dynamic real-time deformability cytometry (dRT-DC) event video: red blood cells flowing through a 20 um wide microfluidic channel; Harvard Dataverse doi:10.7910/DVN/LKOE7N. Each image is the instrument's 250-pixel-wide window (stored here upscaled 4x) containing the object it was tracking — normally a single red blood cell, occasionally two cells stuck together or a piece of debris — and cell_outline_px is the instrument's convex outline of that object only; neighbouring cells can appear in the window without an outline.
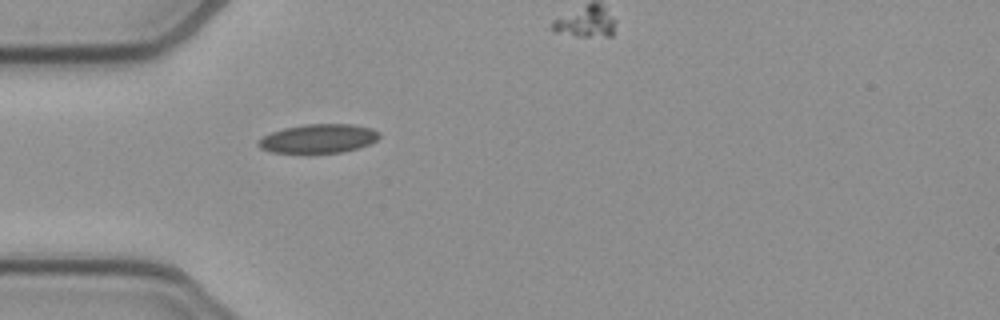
{"species": "common noctule bat (a hibernating species)", "species_latin": "Nyctalus noctula", "temperature_condition": "cold", "stored_images_in_passage": 31, "segment_of_instrument_passage": [1, 2], "camera_frame_rate_fps": 3000, "um_per_image_px": 0.085, "animal": {"sex": "female", "body_mass_g": 21.9}, "frame": {"image": 1, "passage_image": 1, "time_ms": 0.0, "image_size_px": [1000, 320], "cell_outline_px": [[380, 136], [376, 140], [368, 144], [356, 148], [340, 152], [308, 156], [268, 152], [260, 148], [256, 144], [264, 136], [272, 132], [284, 128], [304, 124], [352, 124], [372, 128], [380, 132]], "centroid_in_image_um": [27.01, 11.82], "position_along_channel_um": 58.0, "area_um2": 21.15}}
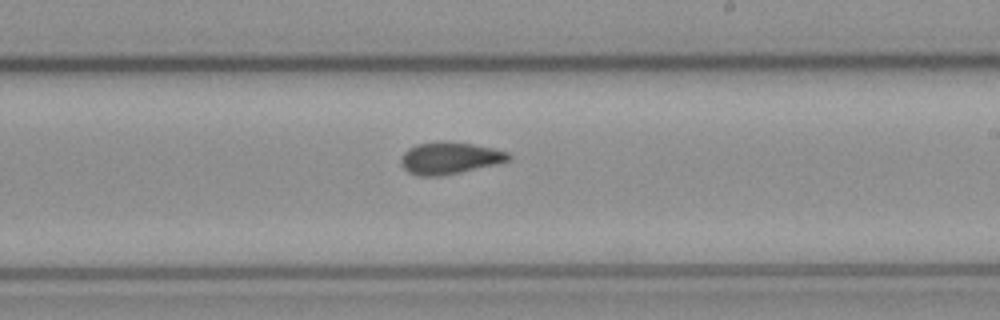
{"frame": {"image": 2, "passage_image": 16, "time_ms": 5.0, "image_size_px": [1000, 320], "cell_outline_px": [[512, 156], [508, 160], [496, 164], [460, 172], [440, 176], [420, 176], [408, 172], [400, 164], [400, 156], [408, 148], [416, 144], [472, 144], [492, 148], [508, 152]], "centroid_in_image_um": [38.19, 13.48], "position_along_channel_um": 250.8, "area_um2": 19.31}}
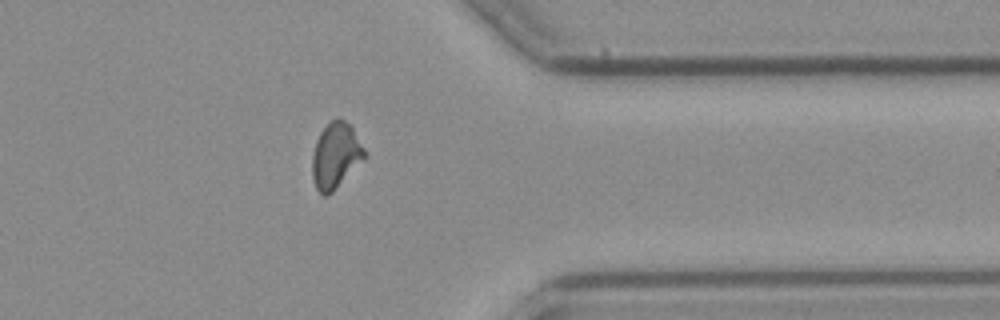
{"frame": {"image": 3, "passage_image": 27, "time_ms": 8.667, "image_size_px": [1000, 320], "cell_outline_px": [[364, 156], [332, 192], [328, 196], [324, 196], [316, 188], [312, 176], [312, 152], [316, 140], [320, 132], [332, 120], [340, 116], [352, 128], [364, 148]], "centroid_in_image_um": [28.47, 13.2], "position_along_channel_um": 382.9, "area_um2": 19.42}}